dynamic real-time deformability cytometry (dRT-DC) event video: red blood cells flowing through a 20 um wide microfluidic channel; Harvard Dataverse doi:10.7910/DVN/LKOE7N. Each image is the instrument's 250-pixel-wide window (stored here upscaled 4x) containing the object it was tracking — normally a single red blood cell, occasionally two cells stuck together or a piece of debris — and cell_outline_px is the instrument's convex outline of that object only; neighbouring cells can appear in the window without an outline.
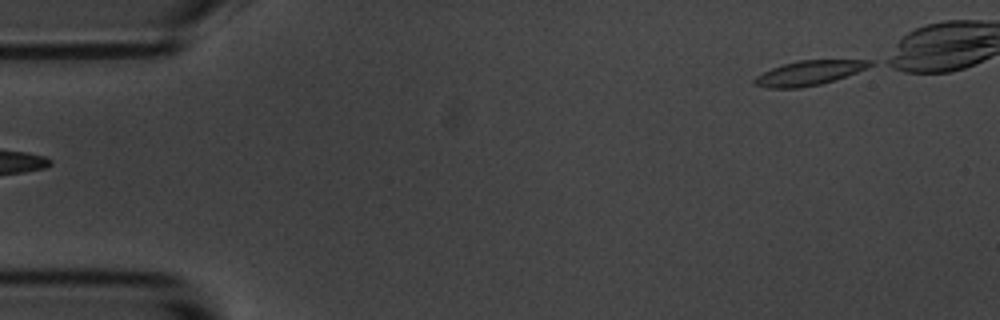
{"species": "common noctule bat (a hibernating species)", "species_latin": "Nyctalus noctula", "temperature_condition": "room temperature", "stored_images_in_passage": 6, "segment_of_instrument_passage": [2, 2], "camera_frame_rate_fps": 3000, "um_per_image_px": 0.085, "animal": {"sex": "male", "body_mass_g": 20.1, "forearm_length_mm": 53.5}, "frame": {"image": 1, "passage_image": 6, "time_ms": 6.333, "image_size_px": [1000, 320], "cell_outline_px": [[876, 64], [856, 72], [820, 84], [800, 88], [768, 88], [752, 84], [752, 80], [756, 76], [772, 68], [784, 64], [800, 60], [876, 60]], "centroid_in_image_um": [68.75, 6.2], "position_along_channel_um": 16.2, "area_um2": 16.42}}